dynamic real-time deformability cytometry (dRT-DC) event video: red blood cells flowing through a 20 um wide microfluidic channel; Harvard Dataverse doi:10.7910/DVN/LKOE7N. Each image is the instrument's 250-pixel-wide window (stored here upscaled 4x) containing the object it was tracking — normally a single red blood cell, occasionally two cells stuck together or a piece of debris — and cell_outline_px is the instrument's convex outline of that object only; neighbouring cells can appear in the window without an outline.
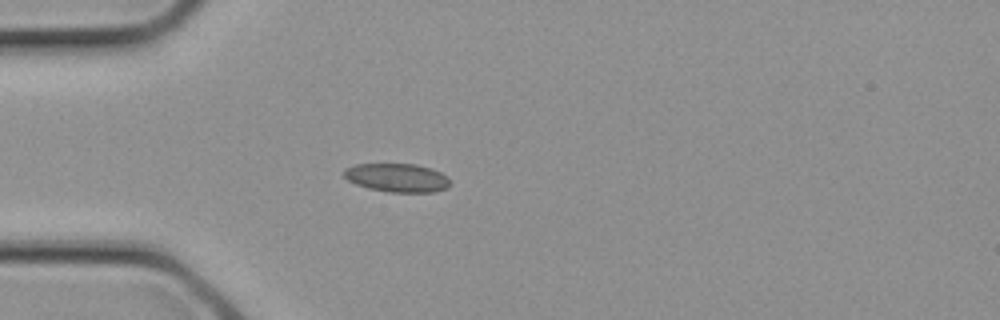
{"species": "common noctule bat (a hibernating species)", "species_latin": "Nyctalus noctula", "temperature_condition": "cold", "stored_images_in_passage": 2, "camera_frame_rate_fps": 3000, "um_per_image_px": 0.085, "animal": {"sex": "female", "body_mass_g": 21.9}, "frame": {"image": 1, "passage_image": 2, "time_ms": 0.333, "image_size_px": [1000, 320], "cell_outline_px": [[452, 184], [448, 188], [432, 192], [388, 192], [368, 188], [356, 184], [348, 180], [344, 176], [344, 168], [356, 164], [416, 164], [432, 168], [448, 176]], "centroid_in_image_um": [33.79, 15.1], "position_along_channel_um": 51.2, "area_um2": 17.86}}